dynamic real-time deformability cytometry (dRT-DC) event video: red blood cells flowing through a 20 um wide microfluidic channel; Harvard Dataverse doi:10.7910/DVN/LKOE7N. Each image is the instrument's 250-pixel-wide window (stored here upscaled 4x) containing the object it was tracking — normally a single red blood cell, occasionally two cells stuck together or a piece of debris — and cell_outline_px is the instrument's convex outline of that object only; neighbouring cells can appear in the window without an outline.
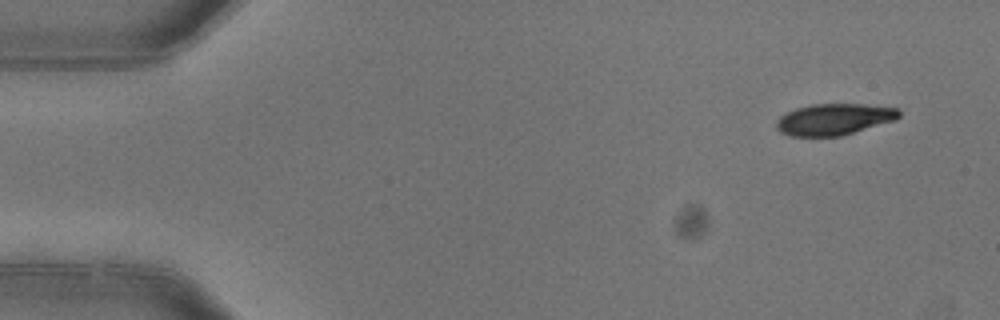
{"species": "common noctule bat (a hibernating species)", "species_latin": "Nyctalus noctula", "temperature_condition": "warm", "stored_images_in_passage": 5, "camera_frame_rate_fps": 3000, "um_per_image_px": 0.085, "animal": {"sex": "female"}, "frame": {"image": 1, "passage_image": 1, "time_ms": 0.0, "image_size_px": [1000, 320], "cell_outline_px": [[900, 116], [896, 120], [840, 136], [792, 136], [780, 132], [776, 128], [776, 120], [780, 116], [796, 108], [812, 104], [864, 104], [900, 108]], "centroid_in_image_um": [70.91, 10.13], "position_along_channel_um": 14.1, "area_um2": 22.48}}